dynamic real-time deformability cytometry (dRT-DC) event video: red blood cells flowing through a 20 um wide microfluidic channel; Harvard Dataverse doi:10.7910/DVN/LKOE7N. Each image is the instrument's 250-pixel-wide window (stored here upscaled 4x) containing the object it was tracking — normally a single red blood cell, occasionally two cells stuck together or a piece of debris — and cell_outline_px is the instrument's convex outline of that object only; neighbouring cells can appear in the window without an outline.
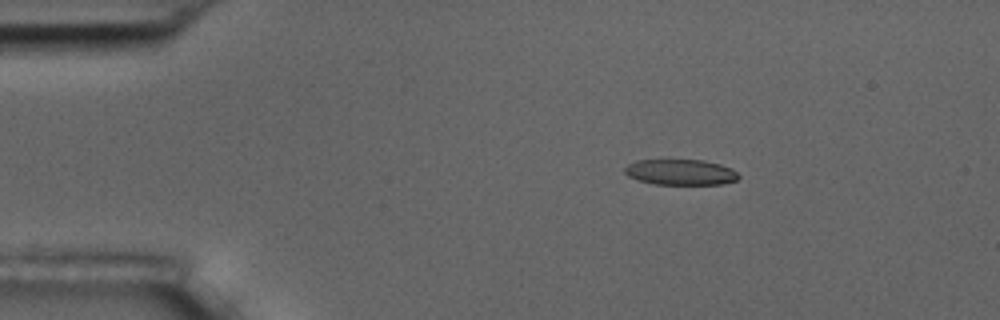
{"species": "common noctule bat (a hibernating species)", "species_latin": "Nyctalus noctula", "temperature_condition": "room temperature", "stored_images_in_passage": 6, "camera_frame_rate_fps": 3000, "um_per_image_px": 0.085, "animal": {"sex": "male", "body_mass_g": 17.5, "forearm_length_mm": 52.3}, "frame": {"image": 1, "passage_image": 3, "time_ms": 2.333, "image_size_px": [1000, 320], "cell_outline_px": [[740, 176], [736, 180], [724, 184], [656, 184], [640, 180], [628, 176], [624, 172], [624, 168], [628, 164], [636, 160], [704, 160], [720, 164], [732, 168]], "centroid_in_image_um": [57.86, 14.63], "position_along_channel_um": 27.1, "area_um2": 16.99}}
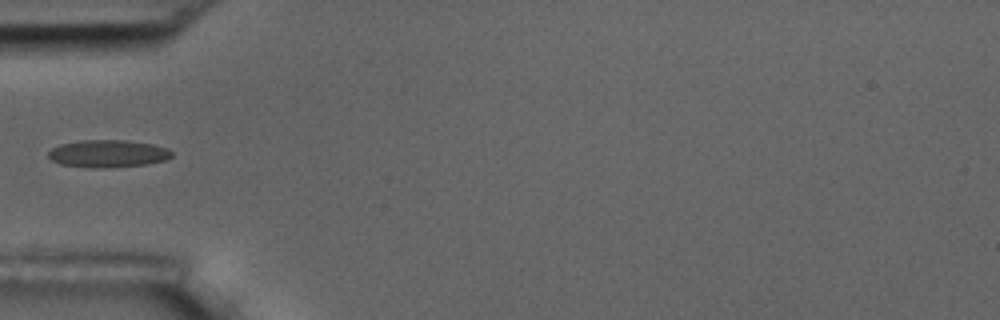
{"frame": {"image": 2, "passage_image": 5, "time_ms": 5.333, "image_size_px": [1000, 320], "cell_outline_px": [[172, 156], [164, 160], [144, 164], [104, 168], [92, 168], [60, 164], [52, 160], [48, 156], [48, 152], [52, 148], [60, 144], [80, 140], [124, 140], [152, 144], [168, 148], [172, 152]], "centroid_in_image_um": [9.15, 13.05], "position_along_channel_um": 75.9, "area_um2": 19.65}}